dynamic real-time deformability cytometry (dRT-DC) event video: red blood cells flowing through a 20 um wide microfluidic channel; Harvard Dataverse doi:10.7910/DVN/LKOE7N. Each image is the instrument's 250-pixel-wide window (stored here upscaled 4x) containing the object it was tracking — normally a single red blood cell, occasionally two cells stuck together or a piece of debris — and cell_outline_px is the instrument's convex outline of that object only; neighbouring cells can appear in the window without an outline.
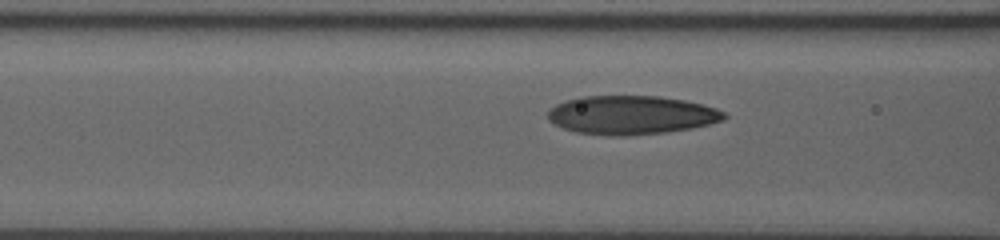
{"species": "human", "species_latin": "Homo sapiens", "temperature_condition": "room temperature", "stored_images_in_passage": 22, "camera_frame_rate_fps": 3000, "um_per_image_px": 0.085, "donor": {"sex": "male"}, "frame": {"image": 1, "passage_image": 19, "time_ms": 6.0, "image_size_px": [1000, 240], "cell_outline_px": [[728, 116], [724, 120], [692, 128], [664, 132], [616, 136], [576, 132], [564, 128], [548, 120], [548, 112], [556, 104], [580, 96], [660, 96], [684, 100], [704, 104], [716, 108], [724, 112]], "centroid_in_image_um": [53.69, 9.76], "position_along_channel_um": 112.9, "area_um2": 39.54}}